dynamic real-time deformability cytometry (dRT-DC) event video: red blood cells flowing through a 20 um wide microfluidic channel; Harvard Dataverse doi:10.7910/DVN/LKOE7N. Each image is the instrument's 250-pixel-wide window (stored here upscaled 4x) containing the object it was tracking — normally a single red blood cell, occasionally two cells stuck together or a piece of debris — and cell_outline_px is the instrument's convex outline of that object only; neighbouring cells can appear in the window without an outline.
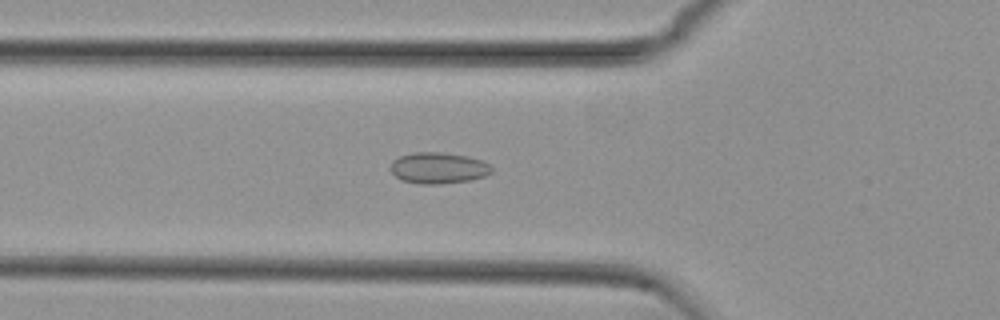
{"species": "common noctule bat (a hibernating species)", "species_latin": "Nyctalus noctula", "temperature_condition": "cold", "stored_images_in_passage": 41, "camera_frame_rate_fps": 3000, "um_per_image_px": 0.085, "animal": {"sex": "female", "body_mass_g": 29.2, "forearm_length_mm": 56.3}, "frame": {"image": 1, "passage_image": 10, "time_ms": 3.0, "image_size_px": [1000, 320], "cell_outline_px": [[492, 172], [484, 176], [468, 180], [440, 184], [420, 184], [400, 180], [388, 168], [392, 160], [400, 156], [412, 152], [440, 152], [468, 156], [480, 160], [488, 164], [492, 168]], "centroid_in_image_um": [37.2, 14.27], "position_along_channel_um": 88.6, "area_um2": 18.44}}
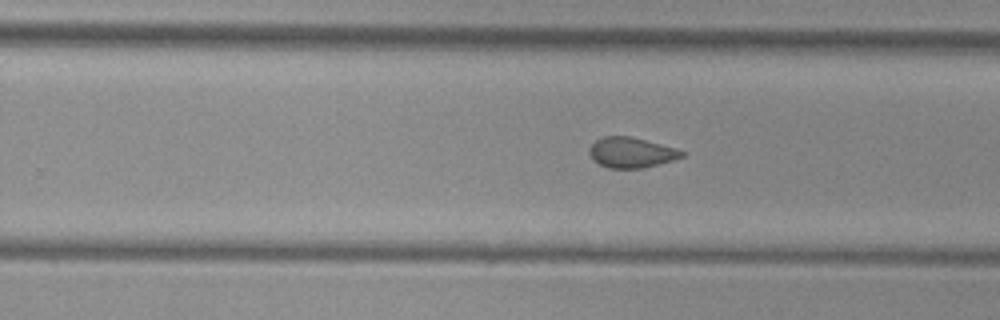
{"frame": {"image": 2, "passage_image": 25, "time_ms": 8.0, "image_size_px": [1000, 320], "cell_outline_px": [[684, 156], [672, 160], [644, 168], [608, 168], [592, 160], [588, 152], [588, 148], [596, 140], [604, 136], [628, 136], [676, 148], [684, 152]], "centroid_in_image_um": [53.61, 12.97], "position_along_channel_um": 276.2, "area_um2": 16.24}}
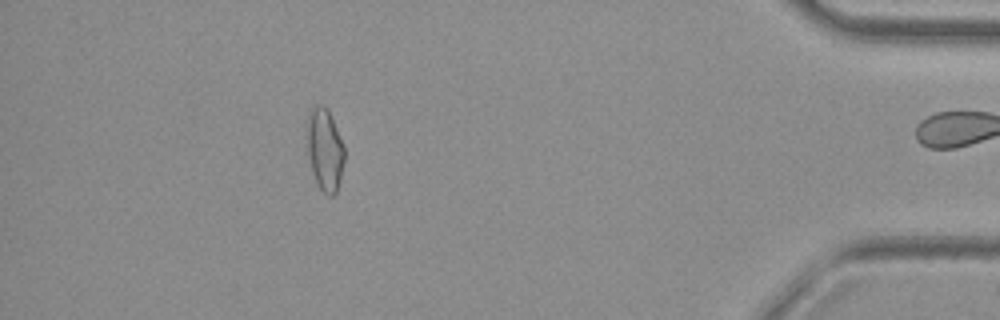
{"frame": {"image": 3, "passage_image": 40, "time_ms": 13.0, "image_size_px": [1000, 320], "cell_outline_px": [[344, 160], [340, 180], [336, 192], [332, 196], [328, 196], [320, 188], [312, 172], [308, 156], [308, 112], [316, 104], [320, 104], [328, 108], [344, 148]], "centroid_in_image_um": [27.61, 12.71], "position_along_channel_um": 407.6, "area_um2": 17.63}, "authors_computed_cell_mechanics": {"area_um2": 17.1666, "velocity_mm_per_s": 3.7537, "shape_relaxation_time_tau1_ms": null, "shape_relaxation_time_tau2_ms": 2.3432, "deformation_change_tau1": null, "deformation_change_tau2": 0.08}}